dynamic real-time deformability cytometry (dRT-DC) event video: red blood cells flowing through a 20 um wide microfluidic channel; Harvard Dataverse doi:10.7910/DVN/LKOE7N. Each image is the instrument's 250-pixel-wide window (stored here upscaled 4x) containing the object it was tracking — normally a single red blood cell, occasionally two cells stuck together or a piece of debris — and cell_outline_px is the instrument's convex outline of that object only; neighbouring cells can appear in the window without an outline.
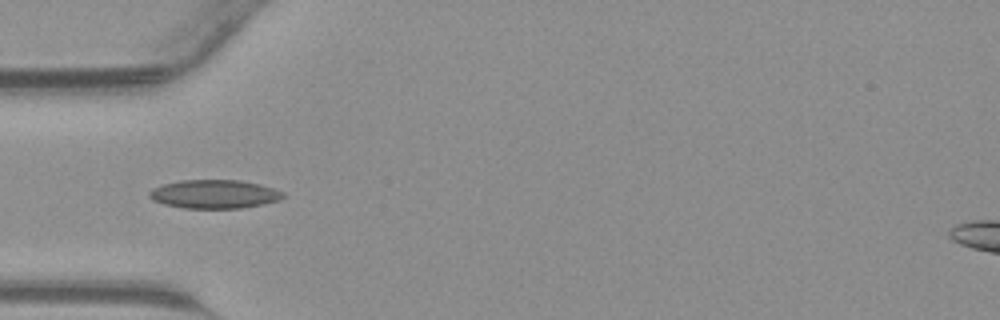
{"species": "common noctule bat (a hibernating species)", "species_latin": "Nyctalus noctula", "temperature_condition": "warm", "stored_images_in_passage": 13, "camera_frame_rate_fps": 3000, "um_per_image_px": 0.085, "animal": {"sex": "male", "body_mass_g": 23.1, "forearm_length_mm": 52.7}, "frame": {"image": 1, "passage_image": 3, "time_ms": 0.667, "image_size_px": [1000, 320], "cell_outline_px": [[284, 196], [276, 200], [264, 204], [240, 208], [184, 208], [164, 204], [152, 200], [148, 196], [148, 192], [152, 188], [164, 184], [180, 180], [240, 180], [260, 184], [284, 192]], "centroid_in_image_um": [18.18, 16.49], "position_along_channel_um": 66.8, "area_um2": 22.25}}
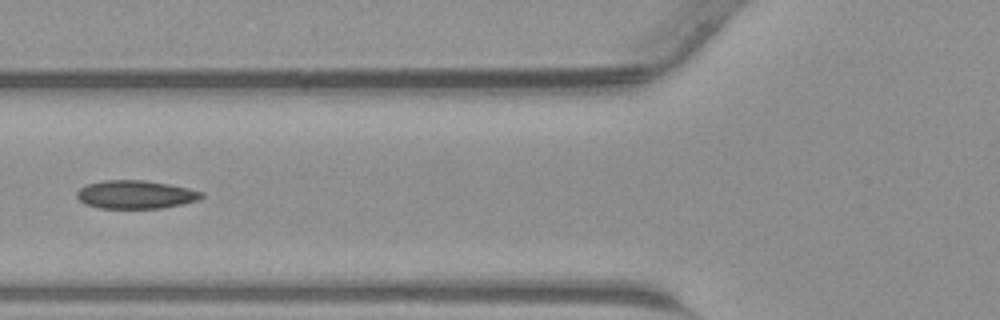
{"frame": {"image": 2, "passage_image": 6, "time_ms": 1.667, "image_size_px": [1000, 320], "cell_outline_px": [[204, 196], [200, 200], [160, 208], [100, 208], [84, 204], [76, 196], [76, 192], [80, 188], [88, 184], [104, 180], [144, 180], [168, 184], [188, 188], [204, 192]], "centroid_in_image_um": [11.53, 16.53], "position_along_channel_um": 114.3, "area_um2": 20.52}}
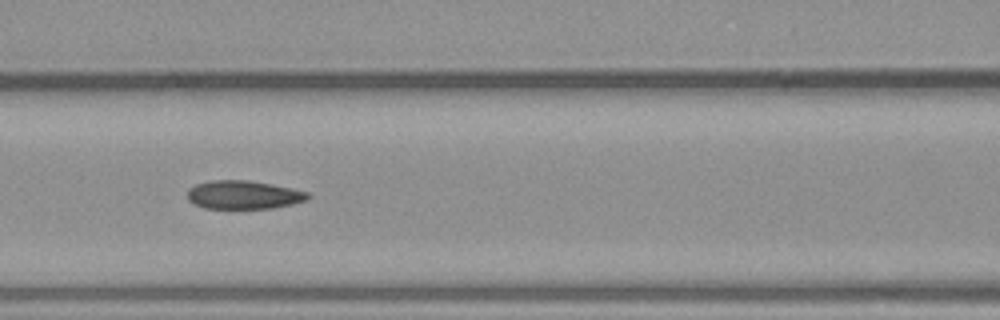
{"frame": {"image": 3, "passage_image": 8, "time_ms": 2.333, "image_size_px": [1000, 320], "cell_outline_px": [[312, 196], [308, 200], [292, 204], [272, 208], [204, 208], [188, 200], [188, 188], [196, 184], [212, 180], [248, 180], [292, 188], [308, 192]], "centroid_in_image_um": [20.73, 16.55], "position_along_channel_um": 145.9, "area_um2": 19.94}}